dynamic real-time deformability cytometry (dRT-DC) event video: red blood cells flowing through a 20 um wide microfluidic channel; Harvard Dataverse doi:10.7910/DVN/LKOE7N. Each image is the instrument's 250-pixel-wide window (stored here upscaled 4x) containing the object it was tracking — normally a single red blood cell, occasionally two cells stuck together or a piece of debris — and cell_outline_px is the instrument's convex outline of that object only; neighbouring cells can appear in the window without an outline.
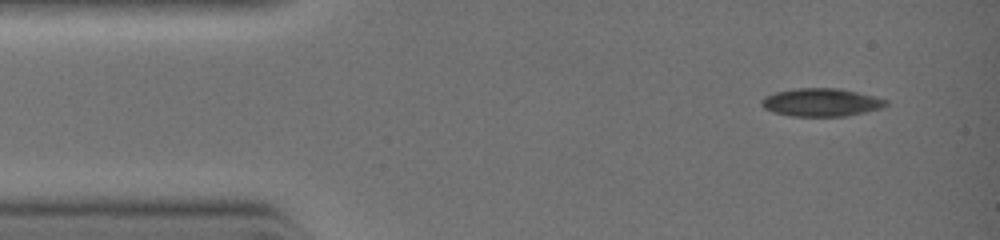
{"species": "common noctule bat (a hibernating species)", "species_latin": "Nyctalus noctula", "temperature_condition": "warm", "stored_images_in_passage": 15, "camera_frame_rate_fps": 3000, "um_per_image_px": 0.085, "animal": {"sex": "female", "body_mass_g": 19.0, "forearm_length_mm": 51.5}, "frame": {"image": 1, "passage_image": 1, "time_ms": 0.0, "image_size_px": [1000, 240], "cell_outline_px": [[888, 104], [880, 108], [864, 112], [844, 116], [792, 116], [772, 112], [764, 108], [760, 104], [760, 100], [764, 96], [776, 92], [796, 88], [840, 88], [876, 96], [888, 100]], "centroid_in_image_um": [69.78, 8.69], "position_along_channel_um": 15.2, "area_um2": 20.4}}
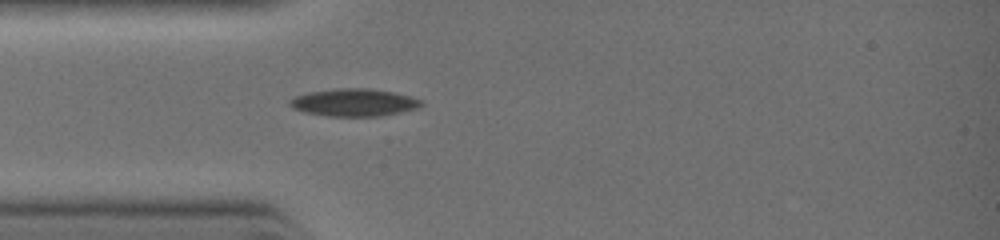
{"frame": {"image": 2, "passage_image": 6, "time_ms": 2.0, "image_size_px": [1000, 240], "cell_outline_px": [[424, 104], [416, 108], [400, 112], [380, 116], [328, 116], [304, 112], [292, 108], [288, 104], [288, 100], [296, 96], [308, 92], [340, 88], [368, 88], [392, 92], [408, 96], [420, 100]], "centroid_in_image_um": [30.04, 8.71], "position_along_channel_um": 55.0, "area_um2": 20.92}}
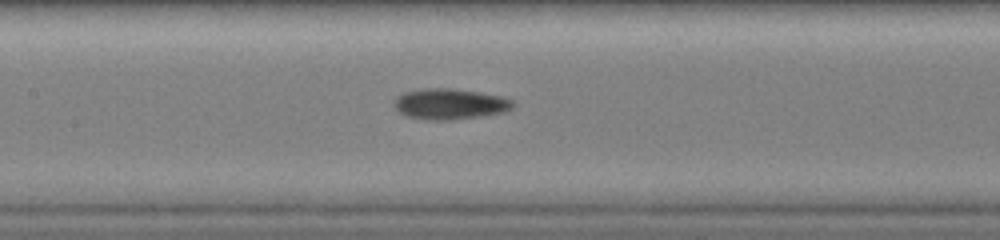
{"frame": {"image": 3, "passage_image": 13, "time_ms": 4.0, "image_size_px": [1000, 240], "cell_outline_px": [[512, 108], [504, 112], [480, 116], [452, 120], [424, 120], [408, 116], [396, 112], [392, 104], [404, 92], [424, 88], [448, 88], [476, 92], [500, 96], [512, 100]], "centroid_in_image_um": [38.18, 8.85], "position_along_channel_um": 169.2, "area_um2": 21.15}}